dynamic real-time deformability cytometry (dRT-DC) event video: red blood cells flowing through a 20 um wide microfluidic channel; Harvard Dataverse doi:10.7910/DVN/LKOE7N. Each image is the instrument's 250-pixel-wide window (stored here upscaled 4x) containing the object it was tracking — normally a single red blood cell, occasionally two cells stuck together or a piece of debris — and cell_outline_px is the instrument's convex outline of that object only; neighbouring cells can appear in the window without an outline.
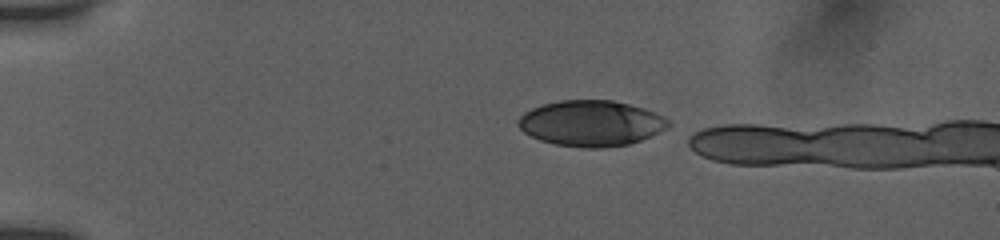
{"species": "human", "species_latin": "Homo sapiens", "temperature_condition": "room temperature", "stored_images_in_passage": 6, "camera_frame_rate_fps": 3000, "um_per_image_px": 0.085, "donor": {"sex": "female"}, "frame": {"image": 1, "passage_image": 1, "time_ms": 0.0, "image_size_px": [1000, 240], "cell_outline_px": [[672, 124], [668, 128], [640, 140], [628, 144], [604, 148], [588, 148], [556, 144], [540, 140], [524, 132], [516, 124], [520, 116], [524, 112], [532, 108], [544, 104], [560, 100], [612, 100], [644, 108], [664, 116]], "centroid_in_image_um": [50.25, 10.47], "position_along_channel_um": 34.8, "area_um2": 39.94}}